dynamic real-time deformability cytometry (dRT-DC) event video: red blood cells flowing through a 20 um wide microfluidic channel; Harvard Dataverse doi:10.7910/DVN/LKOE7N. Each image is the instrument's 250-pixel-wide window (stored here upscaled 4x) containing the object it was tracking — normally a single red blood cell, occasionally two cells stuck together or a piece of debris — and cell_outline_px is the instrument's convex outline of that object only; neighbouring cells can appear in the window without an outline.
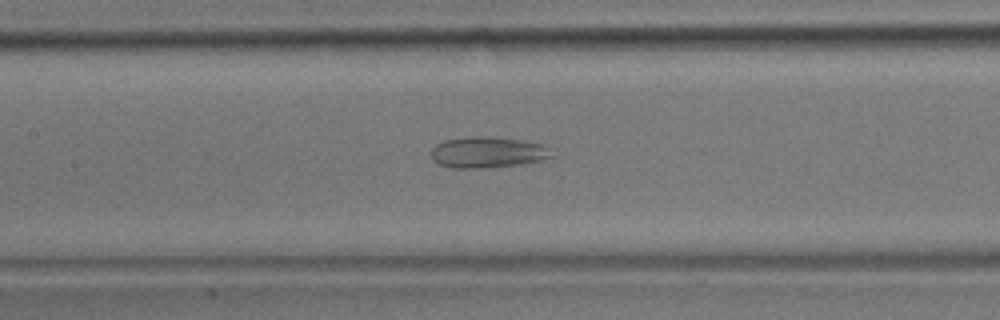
{"species": "common noctule bat (a hibernating species)", "species_latin": "Nyctalus noctula", "temperature_condition": "room temperature", "stored_images_in_passage": 46, "camera_frame_rate_fps": 3000, "um_per_image_px": 0.085, "animal": {"sex": "male", "body_mass_g": 17.9}, "frame": {"image": 1, "passage_image": 21, "time_ms": 6.667, "image_size_px": [1000, 320], "cell_outline_px": [[556, 156], [540, 160], [520, 164], [480, 168], [452, 168], [436, 164], [432, 160], [432, 148], [436, 144], [444, 140], [472, 136], [488, 136], [524, 140], [552, 144]], "centroid_in_image_um": [41.55, 12.93], "position_along_channel_um": 165.8, "area_um2": 22.48}}
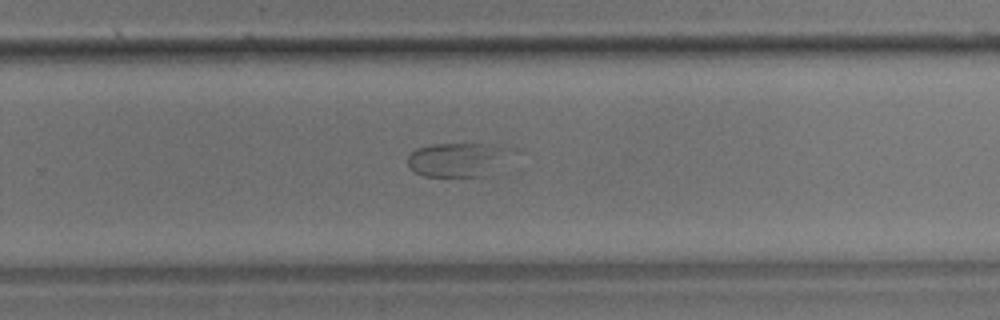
{"frame": {"image": 2, "passage_image": 30, "time_ms": 9.667, "image_size_px": [1000, 320], "cell_outline_px": [[520, 152], [484, 176], [424, 176], [408, 168], [408, 156], [416, 148], [432, 144], [484, 144], [520, 148]], "centroid_in_image_um": [39.03, 13.54], "position_along_channel_um": 290.8, "area_um2": 21.1}}
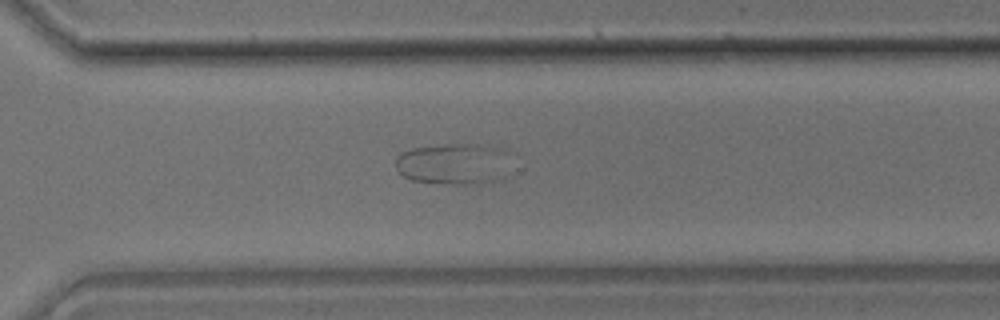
{"frame": {"image": 3, "passage_image": 33, "time_ms": 10.667, "image_size_px": [1000, 320], "cell_outline_px": [[512, 152], [508, 176], [504, 180], [484, 184], [444, 184], [412, 180], [404, 176], [396, 168], [396, 156], [412, 148], [440, 144], [480, 144], [504, 148]], "centroid_in_image_um": [38.71, 13.93], "position_along_channel_um": 331.9, "area_um2": 28.96}}